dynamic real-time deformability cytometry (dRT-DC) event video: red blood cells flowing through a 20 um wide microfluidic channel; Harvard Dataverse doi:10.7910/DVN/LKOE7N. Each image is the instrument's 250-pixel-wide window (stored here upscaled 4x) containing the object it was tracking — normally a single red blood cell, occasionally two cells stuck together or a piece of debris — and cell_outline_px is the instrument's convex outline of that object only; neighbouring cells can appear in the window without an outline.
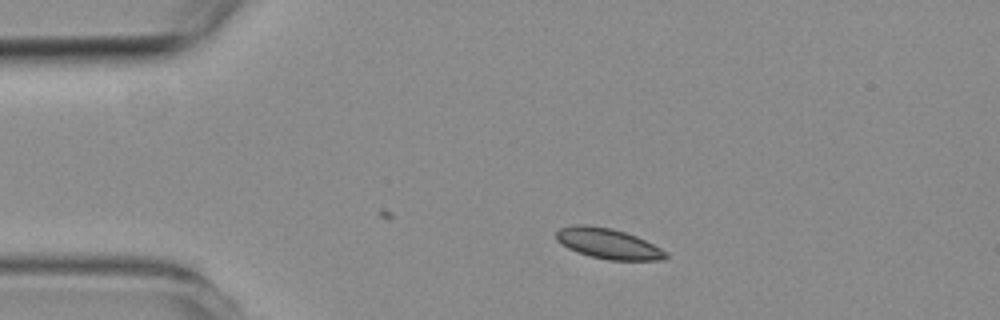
{"species": "common noctule bat (a hibernating species)", "species_latin": "Nyctalus noctula", "temperature_condition": "room temperature", "stored_images_in_passage": 2, "camera_frame_rate_fps": 3000, "um_per_image_px": 0.085, "animal": {"sex": "female", "body_mass_g": 19.3, "forearm_length_mm": 54.1}, "frame": {"image": 1, "passage_image": 1, "time_ms": 0.0, "image_size_px": [1000, 320], "cell_outline_px": [[668, 256], [664, 260], [608, 260], [576, 252], [568, 248], [556, 240], [556, 232], [560, 228], [576, 224], [588, 224], [612, 228], [636, 236], [668, 252]], "centroid_in_image_um": [51.68, 20.7], "position_along_channel_um": 33.3, "area_um2": 19.42}}